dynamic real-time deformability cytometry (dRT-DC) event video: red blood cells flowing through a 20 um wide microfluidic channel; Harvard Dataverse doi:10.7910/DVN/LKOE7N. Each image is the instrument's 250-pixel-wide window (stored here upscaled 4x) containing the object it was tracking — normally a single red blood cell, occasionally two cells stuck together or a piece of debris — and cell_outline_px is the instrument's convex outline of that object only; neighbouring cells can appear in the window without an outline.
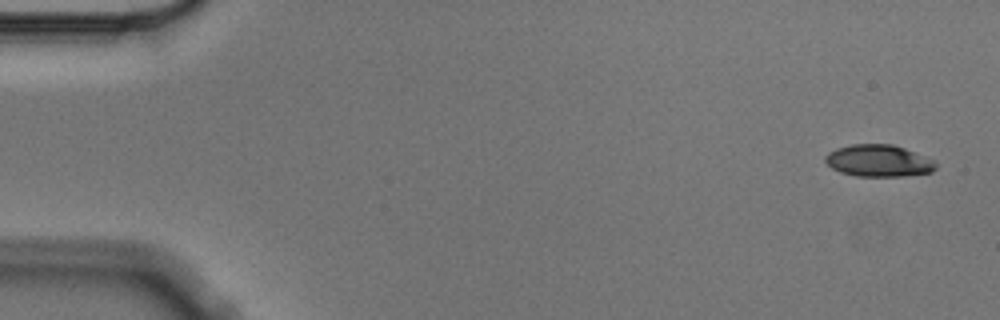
{"species": "Egyptian fruit bat (a non-hibernating species)", "species_latin": "Rousettus aegyptiacus", "temperature_condition": "cold", "stored_images_in_passage": 6, "camera_frame_rate_fps": 3000, "um_per_image_px": 0.085, "animal": {"sex": "male"}, "frame": {"image": 1, "passage_image": 1, "time_ms": 0.0, "image_size_px": [1000, 320], "cell_outline_px": [[936, 168], [932, 172], [904, 176], [856, 176], [840, 172], [832, 168], [824, 160], [824, 156], [828, 152], [836, 148], [852, 144], [892, 144], [904, 148], [932, 160], [936, 164]], "centroid_in_image_um": [74.64, 13.66], "position_along_channel_um": 10.4, "area_um2": 20.46}}